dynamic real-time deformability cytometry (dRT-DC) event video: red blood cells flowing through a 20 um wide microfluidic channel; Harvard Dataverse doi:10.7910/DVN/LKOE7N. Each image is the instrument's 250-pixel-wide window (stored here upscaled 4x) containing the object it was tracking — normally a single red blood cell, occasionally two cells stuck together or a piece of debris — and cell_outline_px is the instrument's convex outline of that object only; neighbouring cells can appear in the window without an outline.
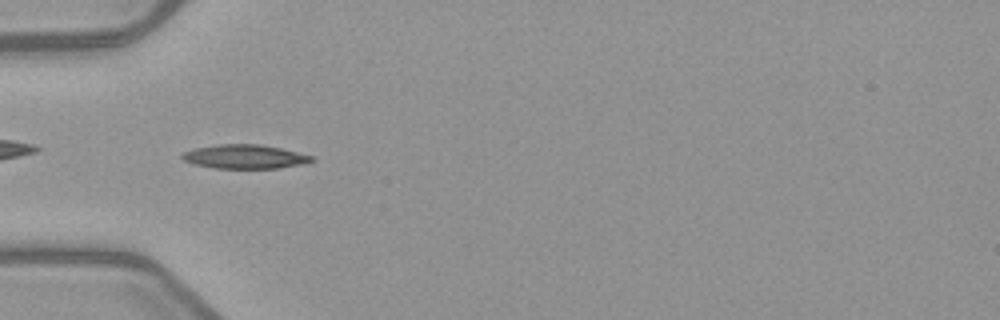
{"species": "common noctule bat (a hibernating species)", "species_latin": "Nyctalus noctula", "temperature_condition": "warm", "stored_images_in_passage": 7, "camera_frame_rate_fps": 3000, "um_per_image_px": 0.085, "animal": {"sex": "female", "body_mass_g": 21.9}, "frame": {"image": 1, "passage_image": 5, "time_ms": 5.667, "image_size_px": [1000, 320], "cell_outline_px": [[316, 160], [300, 164], [276, 168], [212, 168], [196, 164], [184, 160], [180, 156], [184, 152], [196, 148], [220, 144], [260, 144], [280, 148], [312, 156]], "centroid_in_image_um": [20.79, 13.31], "position_along_channel_um": 64.2, "area_um2": 17.8}}
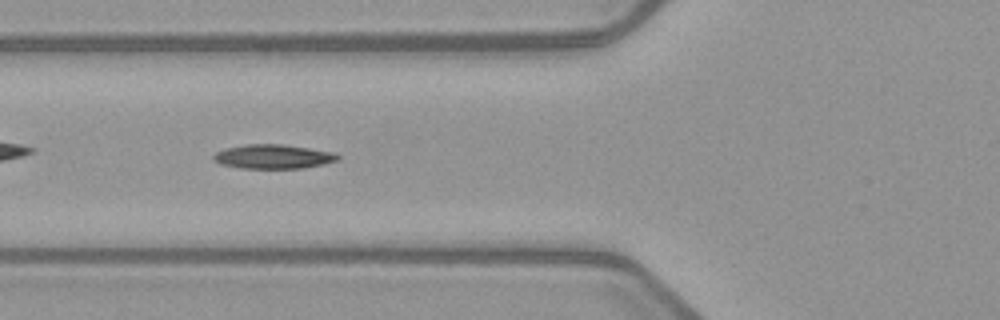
{"frame": {"image": 2, "passage_image": 6, "time_ms": 6.667, "image_size_px": [1000, 320], "cell_outline_px": [[340, 160], [324, 164], [304, 168], [240, 168], [220, 164], [212, 160], [212, 156], [216, 152], [224, 148], [248, 144], [280, 144], [308, 148], [332, 152], [340, 156]], "centroid_in_image_um": [23.2, 13.31], "position_along_channel_um": 102.6, "area_um2": 17.57}}
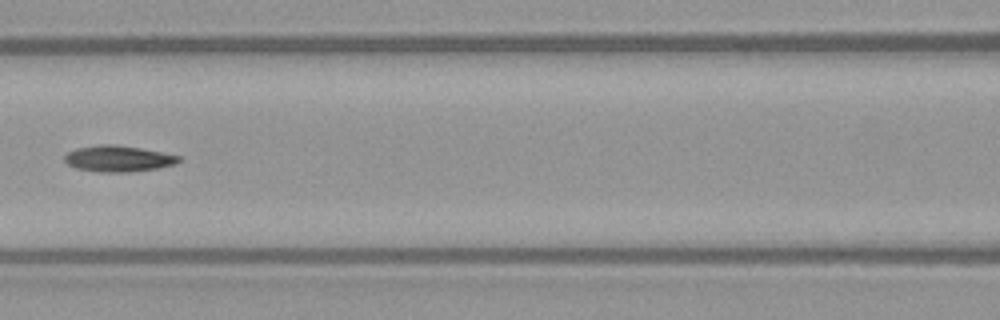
{"frame": {"image": 3, "passage_image": 7, "time_ms": 8.0, "image_size_px": [1000, 320], "cell_outline_px": [[180, 160], [176, 164], [156, 168], [128, 172], [96, 172], [76, 168], [68, 164], [64, 160], [64, 156], [68, 152], [76, 148], [100, 144], [116, 144], [140, 148], [180, 156]], "centroid_in_image_um": [10.02, 13.48], "position_along_channel_um": 156.6, "area_um2": 17.34}}